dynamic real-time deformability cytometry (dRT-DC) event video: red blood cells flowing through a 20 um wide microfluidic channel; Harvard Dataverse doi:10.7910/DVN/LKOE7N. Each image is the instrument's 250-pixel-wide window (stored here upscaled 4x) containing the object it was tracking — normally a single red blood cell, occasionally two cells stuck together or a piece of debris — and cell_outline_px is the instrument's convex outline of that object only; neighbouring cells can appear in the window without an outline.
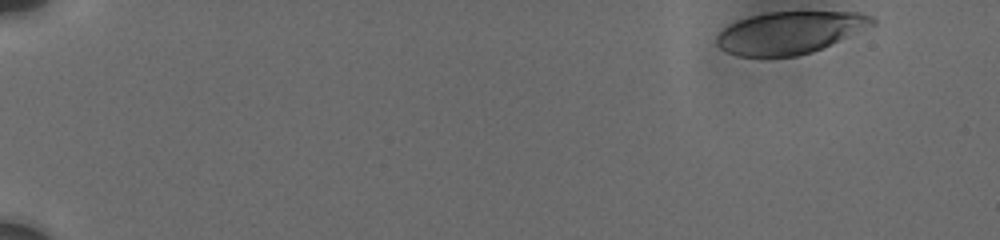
{"species": "human", "species_latin": "Homo sapiens", "temperature_condition": "cold", "stored_images_in_passage": 87, "camera_frame_rate_fps": 3000, "um_per_image_px": 0.085, "donor": {"sex": "male"}, "frame": {"image": 1, "passage_image": 1, "time_ms": 0.0, "image_size_px": [1000, 240], "cell_outline_px": [[876, 24], [812, 52], [796, 56], [736, 56], [720, 48], [716, 44], [716, 36], [728, 24], [736, 20], [768, 12], [860, 12], [872, 16], [876, 20]], "centroid_in_image_um": [67.12, 2.76], "position_along_channel_um": 17.9, "area_um2": 38.15}}
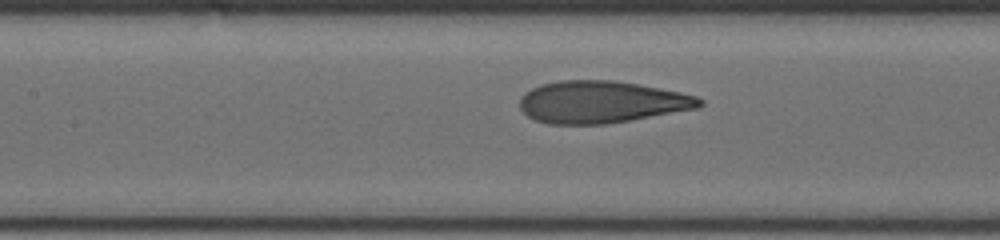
{"frame": {"image": 2, "passage_image": 53, "time_ms": 8.0, "image_size_px": [1000, 240], "cell_outline_px": [[704, 104], [700, 108], [604, 124], [548, 124], [536, 120], [528, 116], [520, 108], [520, 96], [524, 92], [540, 84], [560, 80], [612, 80], [660, 88], [680, 92], [696, 96], [704, 100]], "centroid_in_image_um": [51.11, 8.66], "position_along_channel_um": 156.3, "area_um2": 44.1}}
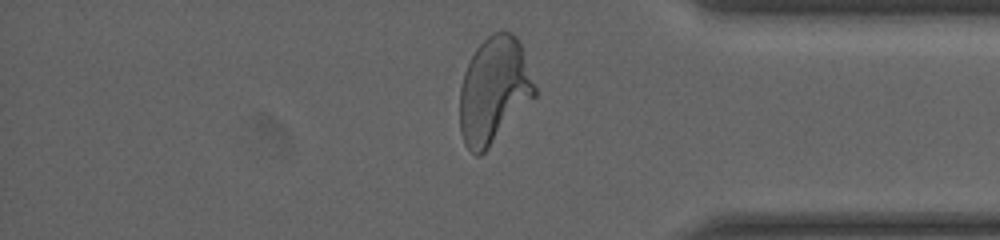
{"frame": {"image": 3, "passage_image": 82, "time_ms": 14.667, "image_size_px": [1000, 240], "cell_outline_px": [[536, 96], [488, 148], [480, 156], [476, 156], [464, 144], [460, 132], [460, 88], [464, 72], [476, 48], [492, 32], [512, 32], [520, 40], [536, 88]], "centroid_in_image_um": [41.99, 7.68], "position_along_channel_um": 393.2, "area_um2": 46.36}, "authors_computed_cell_mechanics": {"area_um2": 43.4078, "velocity_mm_per_s": 3.7261, "shape_relaxation_time_tau1_ms": 4.0049, "shape_relaxation_time_tau2_ms": null, "deformation_change_tau1": 0.2048, "deformation_change_tau2": null}}